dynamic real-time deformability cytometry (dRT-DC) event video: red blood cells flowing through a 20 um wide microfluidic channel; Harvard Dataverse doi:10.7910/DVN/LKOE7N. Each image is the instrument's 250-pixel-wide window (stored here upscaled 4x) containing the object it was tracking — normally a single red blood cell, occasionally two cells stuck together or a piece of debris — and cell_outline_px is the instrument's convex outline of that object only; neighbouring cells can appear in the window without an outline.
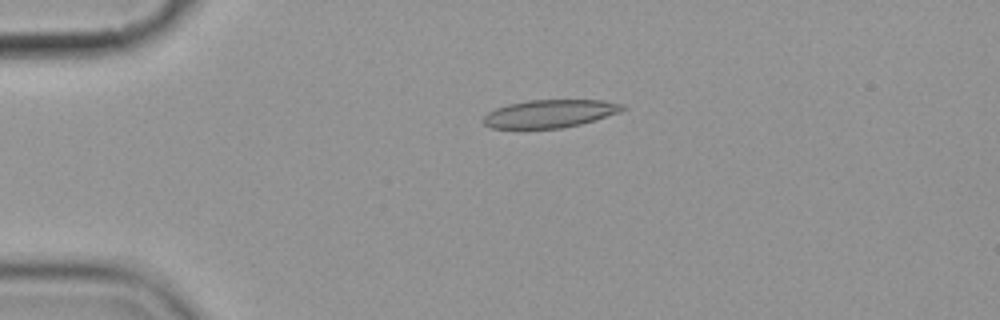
{"species": "common noctule bat (a hibernating species)", "species_latin": "Nyctalus noctula", "temperature_condition": "cold", "stored_images_in_passage": 5, "camera_frame_rate_fps": 3000, "um_per_image_px": 0.085, "animal": {"sex": "female", "body_mass_g": 19.9}, "frame": {"image": 1, "passage_image": 4, "time_ms": 3.333, "image_size_px": [1000, 320], "cell_outline_px": [[628, 108], [620, 112], [580, 124], [560, 128], [524, 132], [492, 128], [484, 124], [480, 120], [488, 112], [496, 108], [508, 104], [528, 100], [604, 100], [624, 104]], "centroid_in_image_um": [46.65, 9.7], "position_along_channel_um": 38.3, "area_um2": 23.64}}